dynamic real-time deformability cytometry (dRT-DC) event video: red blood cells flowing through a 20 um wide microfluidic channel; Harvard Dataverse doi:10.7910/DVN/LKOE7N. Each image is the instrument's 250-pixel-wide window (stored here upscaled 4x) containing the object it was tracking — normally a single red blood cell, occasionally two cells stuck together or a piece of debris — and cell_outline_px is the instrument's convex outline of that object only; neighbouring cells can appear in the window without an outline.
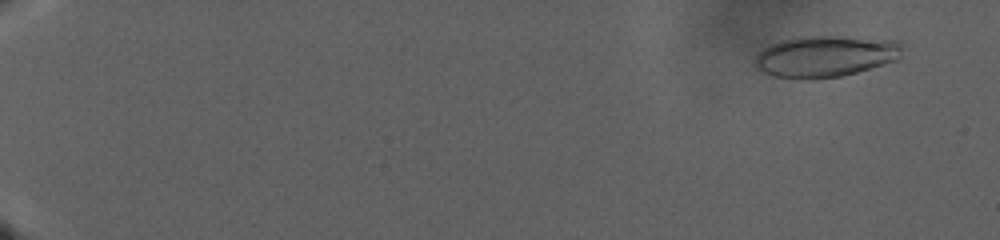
{"species": "human", "species_latin": "Homo sapiens", "temperature_condition": "warm", "stored_images_in_passage": 125, "camera_frame_rate_fps": 3000, "um_per_image_px": 0.085, "donor": {"sex": "male"}, "frame": {"image": 1, "passage_image": 10, "time_ms": 3.0, "image_size_px": [1000, 240], "cell_outline_px": [[904, 44], [900, 60], [856, 72], [840, 76], [812, 80], [808, 80], [776, 76], [764, 72], [756, 68], [752, 60], [764, 48], [772, 44], [784, 40], [800, 36], [836, 36], [896, 40]], "centroid_in_image_um": [70.2, 4.79], "position_along_channel_um": 14.8, "area_um2": 35.84}}
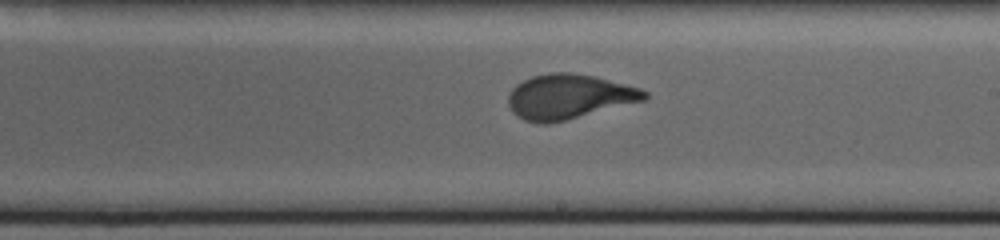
{"frame": {"image": 2, "passage_image": 82, "time_ms": 27.0, "image_size_px": [1000, 240], "cell_outline_px": [[648, 96], [644, 100], [548, 124], [536, 124], [524, 120], [516, 116], [512, 112], [508, 104], [508, 96], [512, 88], [516, 84], [532, 76], [548, 72], [568, 72], [596, 76], [640, 88], [648, 92]], "centroid_in_image_um": [48.31, 8.21], "position_along_channel_um": 240.7, "area_um2": 35.49}}
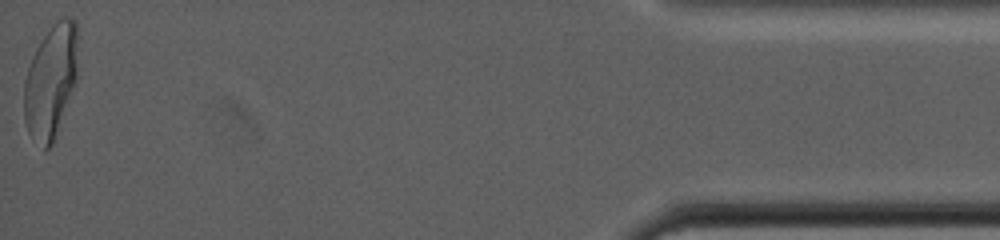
{"frame": {"image": 3, "passage_image": 125, "time_ms": 41.333, "image_size_px": [1000, 240], "cell_outline_px": [[76, 76], [72, 88], [52, 144], [44, 152], [28, 132], [24, 120], [24, 80], [32, 56], [36, 48], [44, 36], [56, 20], [68, 16], [76, 20]], "centroid_in_image_um": [4.27, 6.91], "position_along_channel_um": 430.9, "area_um2": 34.85}}